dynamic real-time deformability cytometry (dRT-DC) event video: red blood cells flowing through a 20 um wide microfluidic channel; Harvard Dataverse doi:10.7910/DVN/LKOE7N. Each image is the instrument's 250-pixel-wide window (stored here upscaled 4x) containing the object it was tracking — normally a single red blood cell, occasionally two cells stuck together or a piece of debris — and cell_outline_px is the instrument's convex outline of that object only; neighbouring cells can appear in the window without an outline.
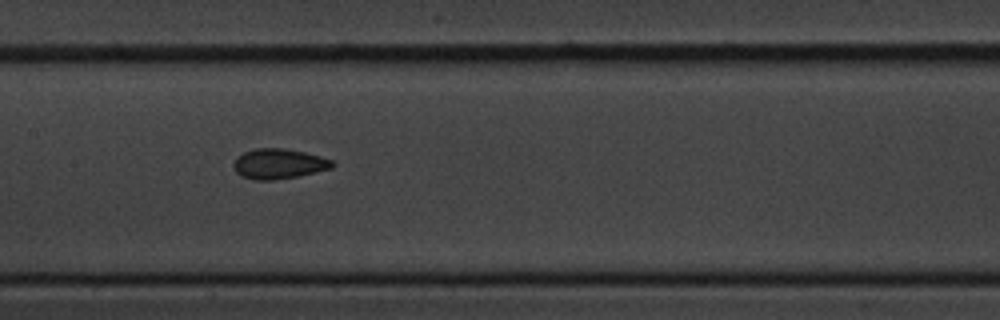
{"species": "common noctule bat (a hibernating species)", "species_latin": "Nyctalus noctula", "temperature_condition": "cold", "stored_images_in_passage": 10, "camera_frame_rate_fps": 3000, "um_per_image_px": 0.085, "animal": {"sex": "male", "body_mass_g": 20.1, "forearm_length_mm": 53.5}, "frame": {"image": 1, "passage_image": 9, "time_ms": 9.667, "image_size_px": [1000, 320], "cell_outline_px": [[336, 164], [332, 168], [296, 176], [272, 180], [252, 180], [240, 176], [236, 172], [232, 164], [236, 156], [244, 152], [256, 148], [284, 148], [304, 152], [320, 156], [332, 160]], "centroid_in_image_um": [23.65, 13.92], "position_along_channel_um": 183.7, "area_um2": 17.4}}
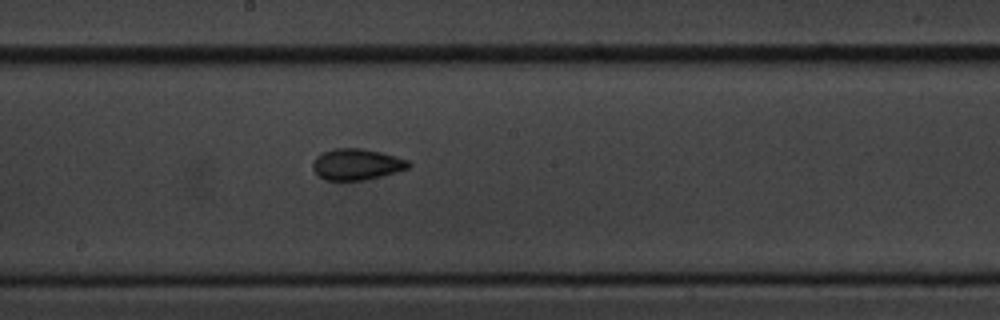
{"frame": {"image": 2, "passage_image": 10, "time_ms": 10.667, "image_size_px": [1000, 320], "cell_outline_px": [[412, 164], [408, 168], [380, 176], [364, 180], [324, 180], [312, 168], [312, 164], [316, 156], [320, 152], [332, 148], [360, 148], [380, 152], [408, 160]], "centroid_in_image_um": [30.27, 13.95], "position_along_channel_um": 217.9, "area_um2": 17.34}}